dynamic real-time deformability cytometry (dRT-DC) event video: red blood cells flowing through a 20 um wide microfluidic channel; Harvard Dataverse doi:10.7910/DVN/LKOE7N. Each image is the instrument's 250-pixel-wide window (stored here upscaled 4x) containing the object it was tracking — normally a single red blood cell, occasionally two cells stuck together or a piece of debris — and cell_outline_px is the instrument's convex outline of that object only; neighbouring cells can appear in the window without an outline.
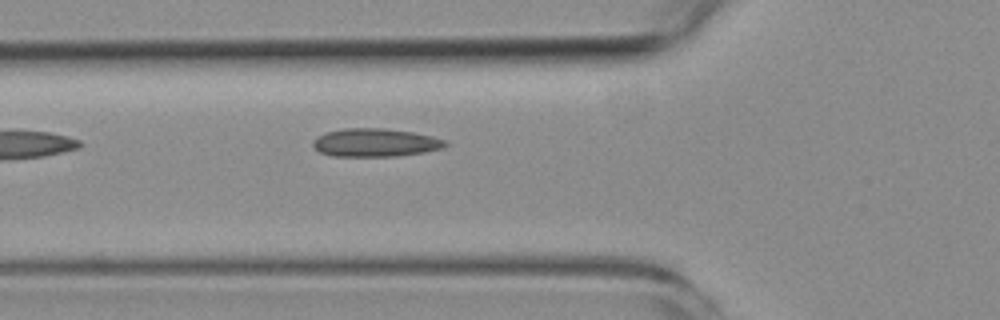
{"species": "common noctule bat (a hibernating species)", "species_latin": "Nyctalus noctula", "temperature_condition": "room temperature", "stored_images_in_passage": 6, "camera_frame_rate_fps": 3000, "um_per_image_px": 0.085, "animal": {"sex": "female", "body_mass_g": 19.3, "forearm_length_mm": 54.1}, "frame": {"image": 1, "passage_image": 6, "time_ms": 6.0, "image_size_px": [1000, 320], "cell_outline_px": [[448, 144], [440, 148], [424, 152], [396, 156], [332, 156], [320, 152], [312, 144], [312, 140], [316, 136], [340, 128], [384, 128], [412, 132], [432, 136], [444, 140]], "centroid_in_image_um": [31.85, 12.11], "position_along_channel_um": 93.9, "area_um2": 21.68}}